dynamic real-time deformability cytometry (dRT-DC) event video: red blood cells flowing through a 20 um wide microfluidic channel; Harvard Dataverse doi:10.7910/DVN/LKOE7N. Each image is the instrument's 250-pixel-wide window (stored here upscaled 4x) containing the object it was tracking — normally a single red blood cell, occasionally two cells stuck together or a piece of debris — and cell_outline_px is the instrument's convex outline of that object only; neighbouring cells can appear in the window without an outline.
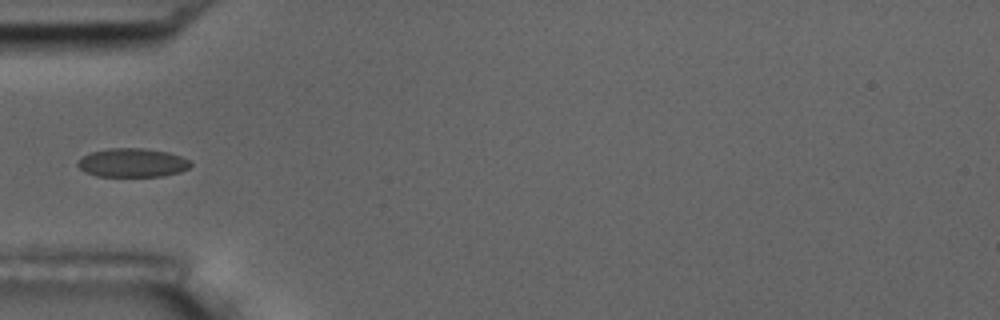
{"species": "common noctule bat (a hibernating species)", "species_latin": "Nyctalus noctula", "temperature_condition": "room temperature", "stored_images_in_passage": 10, "camera_frame_rate_fps": 3000, "um_per_image_px": 0.085, "animal": {"sex": "male", "body_mass_g": 17.5, "forearm_length_mm": 52.3}, "frame": {"image": 1, "passage_image": 4, "time_ms": 1.0, "image_size_px": [1000, 320], "cell_outline_px": [[192, 164], [188, 168], [180, 172], [164, 176], [96, 176], [84, 172], [76, 164], [84, 156], [92, 152], [108, 148], [144, 148], [168, 152], [192, 160]], "centroid_in_image_um": [11.29, 13.83], "position_along_channel_um": 73.7, "area_um2": 18.96}}
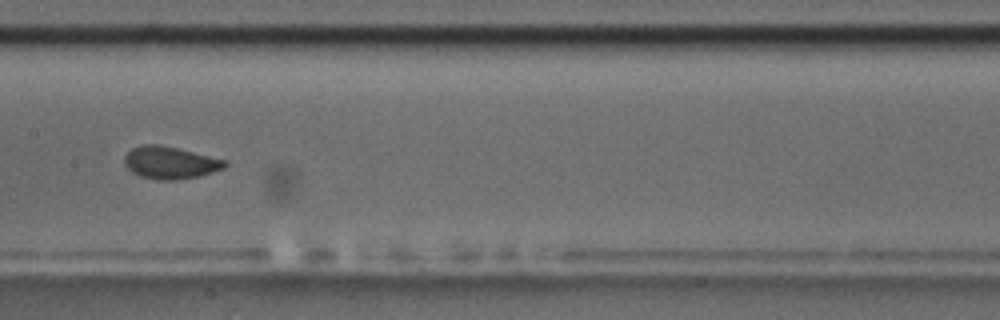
{"frame": {"image": 2, "passage_image": 7, "time_ms": 2.0, "image_size_px": [1000, 320], "cell_outline_px": [[228, 164], [224, 168], [212, 172], [196, 176], [176, 180], [156, 180], [140, 176], [132, 172], [124, 164], [124, 156], [132, 148], [144, 144], [156, 144], [176, 148], [228, 160]], "centroid_in_image_um": [14.45, 13.83], "position_along_channel_um": 192.9, "area_um2": 18.84}}